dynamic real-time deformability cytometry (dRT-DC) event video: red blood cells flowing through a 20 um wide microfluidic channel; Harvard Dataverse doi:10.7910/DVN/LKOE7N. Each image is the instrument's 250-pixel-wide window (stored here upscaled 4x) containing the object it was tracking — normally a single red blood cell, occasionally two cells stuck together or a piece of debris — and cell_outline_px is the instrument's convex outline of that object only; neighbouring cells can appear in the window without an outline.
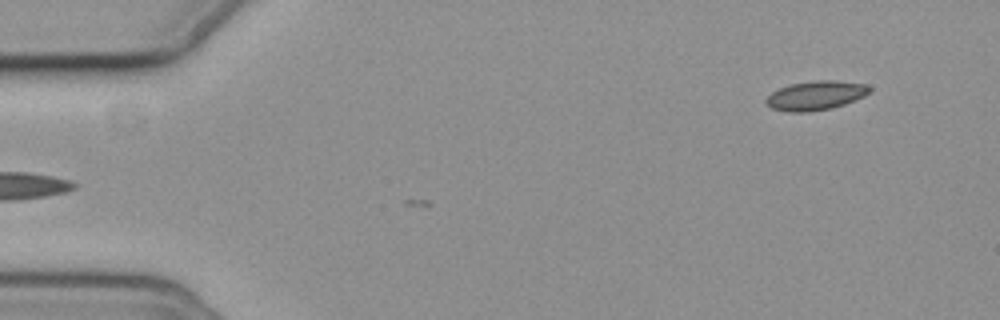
{"species": "common noctule bat (a hibernating species)", "species_latin": "Nyctalus noctula", "temperature_condition": "cold", "stored_images_in_passage": 10, "camera_frame_rate_fps": 3000, "um_per_image_px": 0.085, "animal": {"sex": "female", "body_mass_g": 19.3, "forearm_length_mm": 54.1}, "frame": {"image": 1, "passage_image": 10, "time_ms": 3.0, "image_size_px": [1000, 320], "cell_outline_px": [[872, 88], [864, 96], [844, 104], [832, 108], [808, 112], [788, 112], [772, 108], [764, 104], [764, 100], [772, 92], [788, 84], [816, 80], [836, 80], [864, 84]], "centroid_in_image_um": [69.29, 8.12], "position_along_channel_um": 15.7, "area_um2": 17.63}}